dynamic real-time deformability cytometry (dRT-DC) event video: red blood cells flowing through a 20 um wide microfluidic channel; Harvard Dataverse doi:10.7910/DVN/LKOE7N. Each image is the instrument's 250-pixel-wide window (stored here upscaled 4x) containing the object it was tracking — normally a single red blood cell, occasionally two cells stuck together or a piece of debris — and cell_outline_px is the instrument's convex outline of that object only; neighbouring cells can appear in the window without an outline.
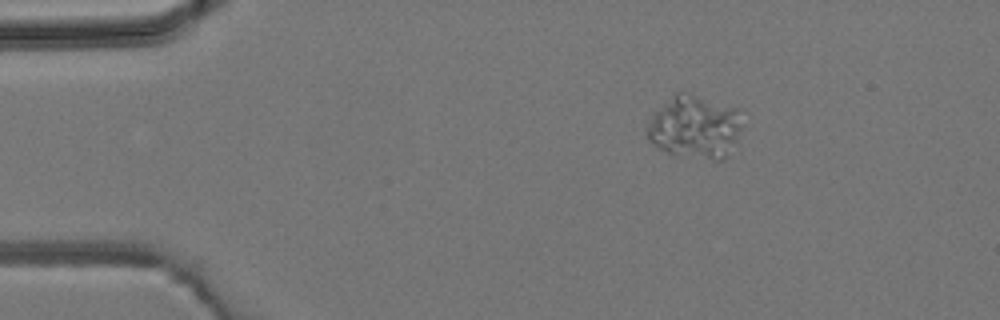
{"species": "common noctule bat (a hibernating species)", "species_latin": "Nyctalus noctula", "temperature_condition": "room temperature", "stored_images_in_passage": 4, "camera_frame_rate_fps": 3000, "um_per_image_px": 0.085, "animal": {"sex": "male", "body_mass_g": 19.2, "forearm_length_mm": 51.8}, "frame": {"image": 1, "passage_image": 1, "time_ms": 0.0, "image_size_px": [1000, 320], "cell_outline_px": [[740, 128], [736, 140], [728, 156], [724, 160], [712, 160], [672, 156], [652, 144], [648, 140], [644, 132], [644, 128], [652, 116], [676, 92], [688, 92], [740, 108]], "centroid_in_image_um": [59.04, 10.83], "position_along_channel_um": 26.0, "area_um2": 35.6}}
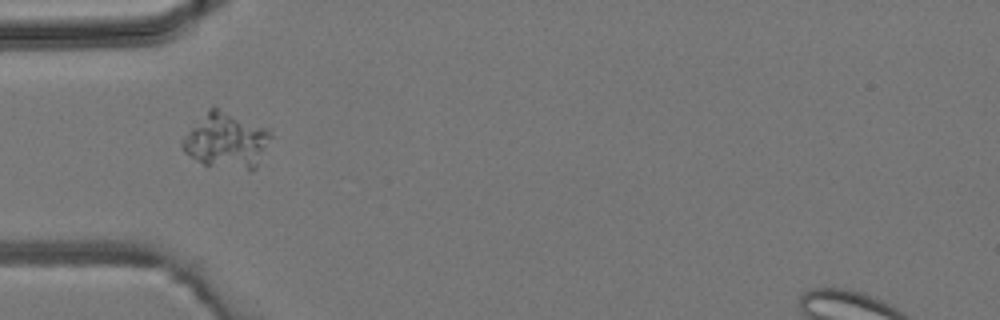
{"frame": {"image": 2, "passage_image": 3, "time_ms": 2.333, "image_size_px": [1000, 320], "cell_outline_px": [[276, 136], [256, 168], [252, 172], [248, 172], [204, 164], [184, 152], [180, 148], [184, 136], [208, 108], [216, 108], [268, 128]], "centroid_in_image_um": [19.32, 12.0], "position_along_channel_um": 65.7, "area_um2": 28.96}}
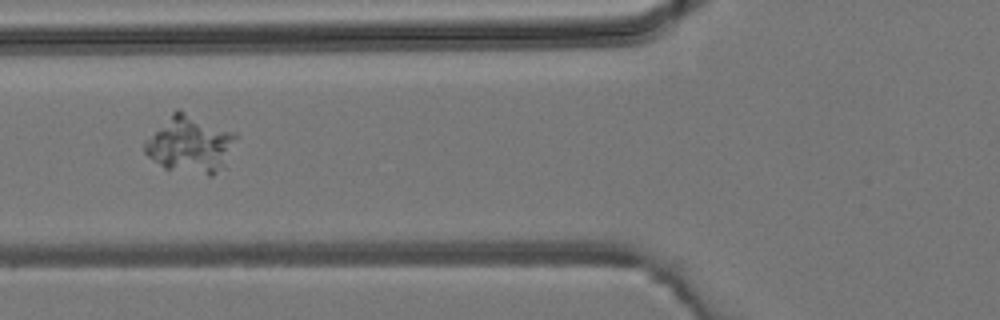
{"frame": {"image": 3, "passage_image": 4, "time_ms": 3.333, "image_size_px": [1000, 320], "cell_outline_px": [[240, 136], [224, 168], [212, 176], [208, 176], [164, 168], [148, 156], [144, 152], [144, 140], [176, 108], [180, 108], [236, 132]], "centroid_in_image_um": [16.21, 12.24], "position_along_channel_um": 109.6, "area_um2": 31.21}}